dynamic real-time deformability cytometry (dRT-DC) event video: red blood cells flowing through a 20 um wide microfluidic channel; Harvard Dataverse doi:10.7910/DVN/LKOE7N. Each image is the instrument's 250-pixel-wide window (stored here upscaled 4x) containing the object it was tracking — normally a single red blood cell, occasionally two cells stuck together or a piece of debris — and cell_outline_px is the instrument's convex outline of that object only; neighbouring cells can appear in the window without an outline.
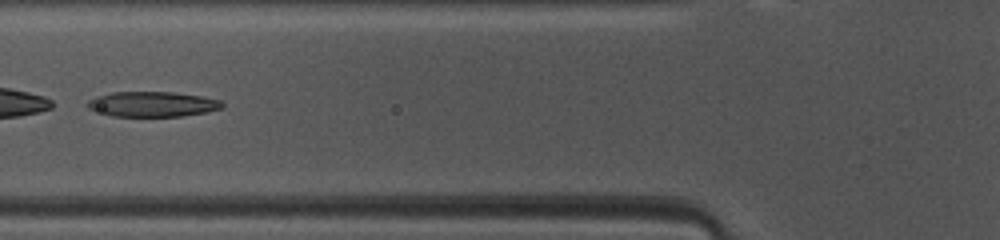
{"species": "common noctule bat (a hibernating species)", "species_latin": "Nyctalus noctula", "temperature_condition": "warm", "stored_images_in_passage": 40, "camera_frame_rate_fps": 3000, "um_per_image_px": 0.085, "animal": {"sex": "female", "body_mass_g": 10.0, "forearm_length_mm": 53.1}, "frame": {"image": 1, "passage_image": 12, "time_ms": 3.667, "image_size_px": [1000, 240], "cell_outline_px": [[224, 104], [220, 108], [208, 112], [180, 116], [112, 116], [88, 108], [88, 100], [96, 96], [112, 92], [172, 92], [200, 96], [220, 100]], "centroid_in_image_um": [12.95, 8.85], "position_along_channel_um": 112.8, "area_um2": 19.54}}
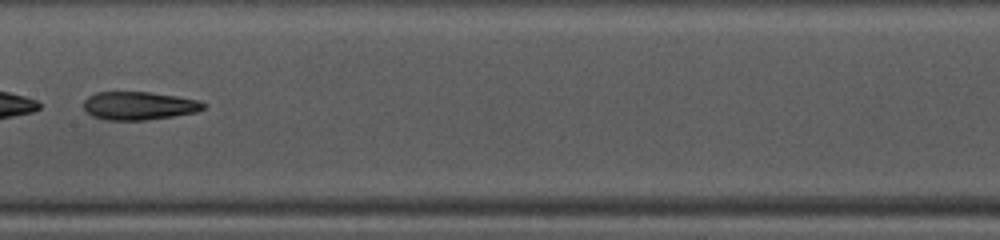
{"frame": {"image": 2, "passage_image": 18, "time_ms": 5.667, "image_size_px": [1000, 240], "cell_outline_px": [[208, 104], [204, 108], [196, 112], [148, 120], [104, 120], [92, 116], [84, 108], [84, 100], [88, 96], [96, 92], [148, 92], [176, 96], [200, 100]], "centroid_in_image_um": [11.82, 8.99], "position_along_channel_um": 195.6, "area_um2": 19.77}, "authors_computed_cell_mechanics": {"area_um2": 20.4034, "velocity_mm_per_s": 4.1117, "shape_relaxation_time_tau1_ms": null, "shape_relaxation_time_tau2_ms": 2.4457, "deformation_change_tau1": null, "deformation_change_tau2": 0.1227}}